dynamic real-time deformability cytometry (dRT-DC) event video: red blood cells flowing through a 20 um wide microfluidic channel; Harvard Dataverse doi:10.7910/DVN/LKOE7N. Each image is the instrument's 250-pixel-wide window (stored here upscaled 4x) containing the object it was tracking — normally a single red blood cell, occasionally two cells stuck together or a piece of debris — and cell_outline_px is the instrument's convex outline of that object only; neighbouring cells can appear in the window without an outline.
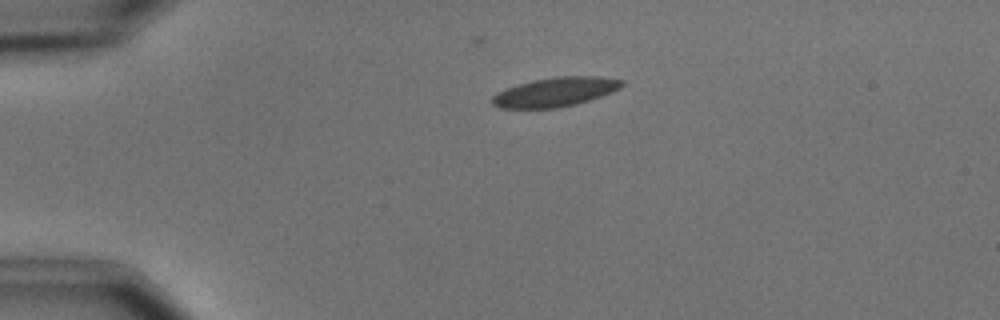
{"species": "common noctule bat (a hibernating species)", "species_latin": "Nyctalus noctula", "temperature_condition": "cold", "stored_images_in_passage": 6, "camera_frame_rate_fps": 3000, "um_per_image_px": 0.085, "animal": {"sex": "male", "body_mass_g": 15.6}, "frame": {"image": 1, "passage_image": 6, "time_ms": 6.0, "image_size_px": [1000, 320], "cell_outline_px": [[624, 84], [620, 88], [612, 92], [576, 104], [556, 108], [500, 108], [492, 104], [488, 100], [496, 92], [516, 84], [532, 80], [556, 76], [600, 76], [624, 80]], "centroid_in_image_um": [47.15, 7.81], "position_along_channel_um": 37.8, "area_um2": 22.31}}